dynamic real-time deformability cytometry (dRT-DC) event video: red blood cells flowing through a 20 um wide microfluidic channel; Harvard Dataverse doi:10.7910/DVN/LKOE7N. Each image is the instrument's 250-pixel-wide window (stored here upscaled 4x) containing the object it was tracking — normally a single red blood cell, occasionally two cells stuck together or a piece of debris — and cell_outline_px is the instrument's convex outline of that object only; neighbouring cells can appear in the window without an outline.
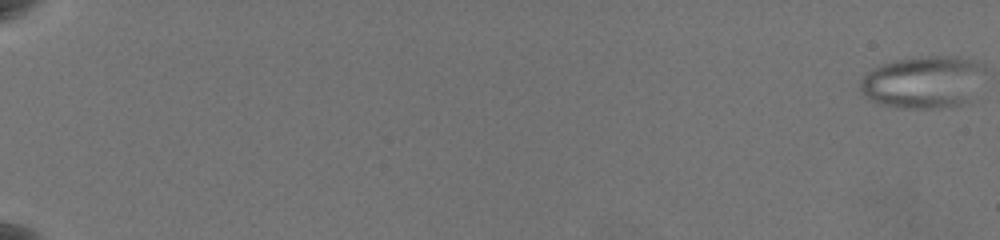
{"species": "common noctule bat (a hibernating species)", "species_latin": "Nyctalus noctula", "temperature_condition": "warm", "stored_images_in_passage": 64, "camera_frame_rate_fps": 3000, "um_per_image_px": 0.085, "animal": {"sex": "female", "body_mass_g": 19.5, "forearm_length_mm": 54.1}, "frame": {"image": 1, "passage_image": 1, "time_ms": 0.0, "image_size_px": [1000, 240], "cell_outline_px": [[976, 64], [968, 104], [940, 108], [904, 108], [876, 104], [860, 92], [860, 80], [872, 68], [896, 60], [932, 56], [948, 56], [968, 60]], "centroid_in_image_um": [78.23, 7.03], "position_along_channel_um": 6.8, "area_um2": 36.13}}
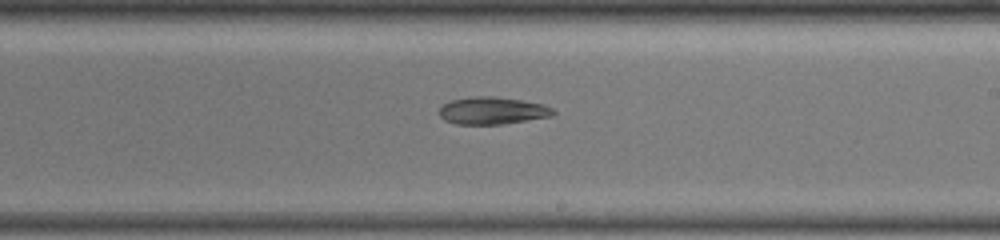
{"frame": {"image": 2, "passage_image": 42, "time_ms": 13.667, "image_size_px": [1000, 240], "cell_outline_px": [[556, 112], [552, 116], [500, 124], [456, 124], [444, 120], [440, 116], [440, 108], [444, 104], [452, 100], [472, 96], [492, 96], [520, 100], [540, 104], [552, 108]], "centroid_in_image_um": [41.82, 9.4], "position_along_channel_um": 247.2, "area_um2": 17.86}}
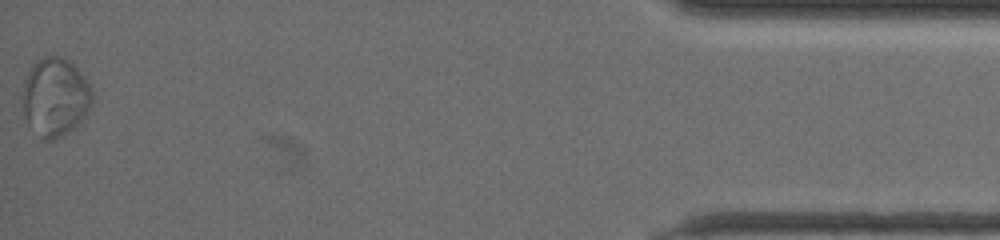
{"frame": {"image": 3, "passage_image": 64, "time_ms": 21.0, "image_size_px": [1000, 240], "cell_outline_px": [[92, 100], [84, 116], [68, 132], [52, 140], [44, 140], [28, 124], [24, 116], [24, 80], [32, 64], [36, 60], [44, 56], [60, 56], [68, 60], [84, 76], [92, 92]], "centroid_in_image_um": [4.67, 8.22], "position_along_channel_um": 430.5, "area_um2": 31.27}, "authors_computed_cell_mechanics": {"area_um2": 27.5995, "velocity_mm_per_s": 3.5259, "shape_relaxation_time_tau1_ms": null, "shape_relaxation_time_tau2_ms": 6.0467, "deformation_change_tau1": null, "deformation_change_tau2": 0.1068}}